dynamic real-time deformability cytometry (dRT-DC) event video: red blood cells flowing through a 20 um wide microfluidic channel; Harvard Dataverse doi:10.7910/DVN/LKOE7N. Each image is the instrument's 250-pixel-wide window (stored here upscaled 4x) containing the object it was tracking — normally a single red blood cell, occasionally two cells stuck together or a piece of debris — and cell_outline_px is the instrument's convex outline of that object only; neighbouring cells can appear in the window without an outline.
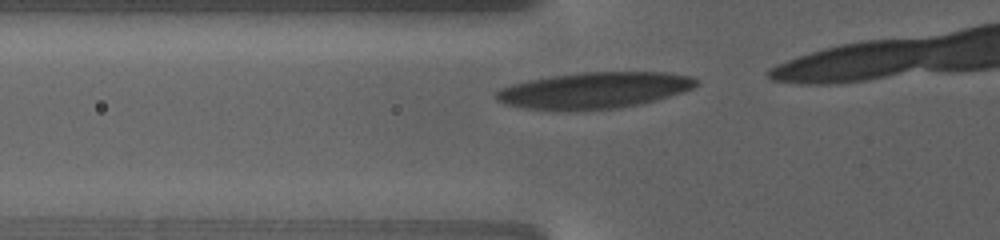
{"species": "human", "species_latin": "Homo sapiens", "temperature_condition": "warm", "stored_images_in_passage": 12, "camera_frame_rate_fps": 3000, "um_per_image_px": 0.085, "donor": {"sex": "female"}, "frame": {"image": 1, "passage_image": 6, "time_ms": 1.0, "image_size_px": [1000, 240], "cell_outline_px": [[700, 84], [684, 92], [656, 100], [640, 104], [620, 108], [572, 112], [552, 112], [524, 108], [504, 104], [496, 100], [492, 96], [492, 92], [500, 88], [512, 84], [528, 80], [552, 76], [580, 72], [668, 72], [688, 76], [696, 80]], "centroid_in_image_um": [50.42, 7.71], "position_along_channel_um": 75.4, "area_um2": 43.35}}
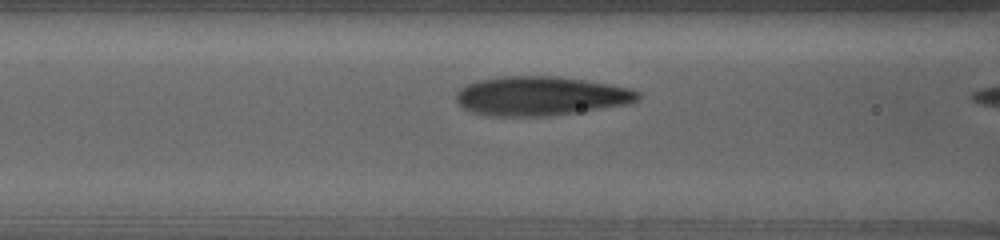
{"frame": {"image": 2, "passage_image": 10, "time_ms": 2.667, "image_size_px": [1000, 240], "cell_outline_px": [[640, 100], [628, 104], [576, 112], [544, 116], [496, 116], [476, 112], [464, 108], [456, 100], [456, 92], [460, 88], [468, 84], [480, 80], [500, 76], [560, 76], [632, 88], [640, 92]], "centroid_in_image_um": [46.0, 8.15], "position_along_channel_um": 120.6, "area_um2": 41.27}}